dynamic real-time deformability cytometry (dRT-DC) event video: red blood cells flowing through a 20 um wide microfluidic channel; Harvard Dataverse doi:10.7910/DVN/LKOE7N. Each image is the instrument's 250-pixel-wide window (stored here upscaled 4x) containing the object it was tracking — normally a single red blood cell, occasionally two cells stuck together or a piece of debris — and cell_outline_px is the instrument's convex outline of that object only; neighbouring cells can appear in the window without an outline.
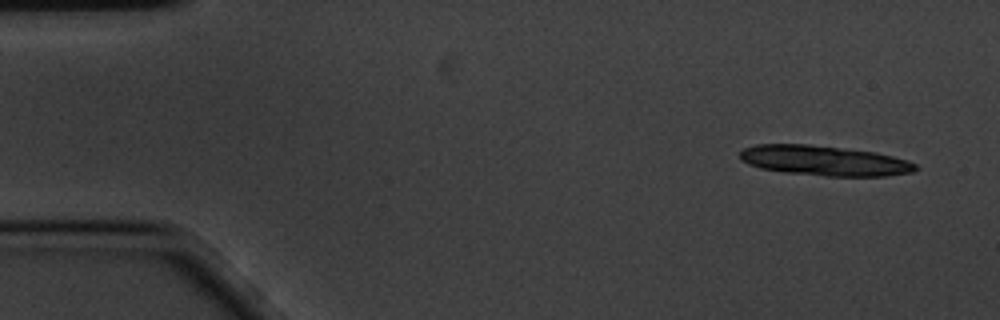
{"species": "common noctule bat (a hibernating species)", "species_latin": "Nyctalus noctula", "temperature_condition": "cold", "stored_images_in_passage": 6, "camera_frame_rate_fps": 3000, "um_per_image_px": 0.085, "animal": {"sex": "male", "body_mass_g": 20.1, "forearm_length_mm": 53.5}, "frame": {"image": 1, "passage_image": 1, "time_ms": 0.0, "image_size_px": [1000, 320], "cell_outline_px": [[920, 168], [912, 172], [884, 176], [828, 176], [784, 172], [760, 168], [748, 164], [740, 160], [740, 152], [744, 148], [756, 144], [808, 144], [876, 152], [908, 160], [916, 164]], "centroid_in_image_um": [70.06, 13.65], "position_along_channel_um": 14.9, "area_um2": 30.75}}
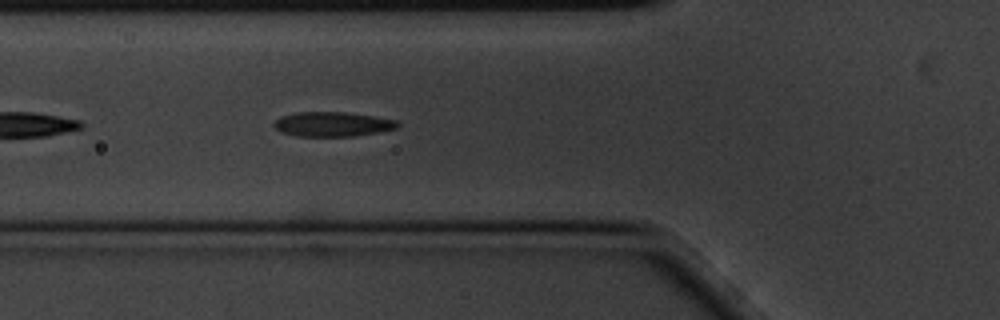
{"frame": {"image": 2, "passage_image": 6, "time_ms": 1.667, "image_size_px": [1000, 320], "cell_outline_px": [[400, 124], [396, 128], [376, 132], [352, 136], [296, 136], [280, 132], [272, 124], [280, 116], [296, 112], [344, 112], [372, 116], [396, 120]], "centroid_in_image_um": [28.2, 10.55], "position_along_channel_um": 97.6, "area_um2": 17.57}}